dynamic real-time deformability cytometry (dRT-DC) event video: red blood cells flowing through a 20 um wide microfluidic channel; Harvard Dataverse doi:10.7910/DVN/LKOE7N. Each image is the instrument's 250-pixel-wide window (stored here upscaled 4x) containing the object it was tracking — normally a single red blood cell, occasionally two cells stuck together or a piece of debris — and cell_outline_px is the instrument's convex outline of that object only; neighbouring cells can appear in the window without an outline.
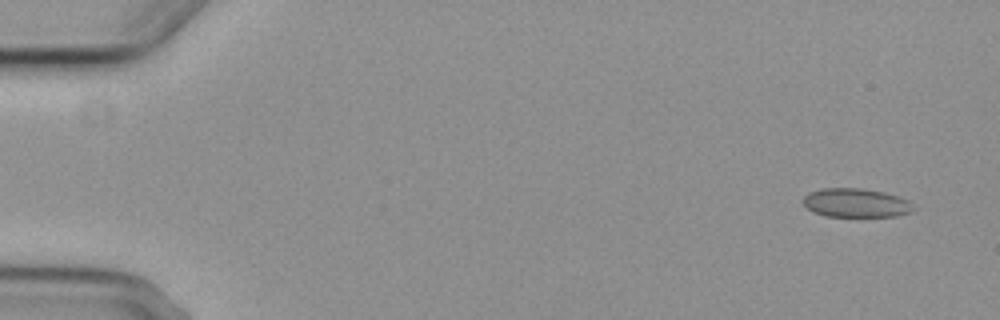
{"species": "common noctule bat (a hibernating species)", "species_latin": "Nyctalus noctula", "temperature_condition": "cold", "stored_images_in_passage": 4, "camera_frame_rate_fps": 3000, "um_per_image_px": 0.085, "animal": {"sex": "female", "body_mass_g": 29.2, "forearm_length_mm": 56.3}, "frame": {"image": 1, "passage_image": 1, "time_ms": 0.0, "image_size_px": [1000, 320], "cell_outline_px": [[916, 208], [912, 212], [896, 216], [824, 216], [812, 212], [804, 204], [804, 196], [808, 192], [820, 188], [860, 188], [880, 192], [896, 196], [908, 200]], "centroid_in_image_um": [72.73, 17.25], "position_along_channel_um": 12.3, "area_um2": 18.5}}